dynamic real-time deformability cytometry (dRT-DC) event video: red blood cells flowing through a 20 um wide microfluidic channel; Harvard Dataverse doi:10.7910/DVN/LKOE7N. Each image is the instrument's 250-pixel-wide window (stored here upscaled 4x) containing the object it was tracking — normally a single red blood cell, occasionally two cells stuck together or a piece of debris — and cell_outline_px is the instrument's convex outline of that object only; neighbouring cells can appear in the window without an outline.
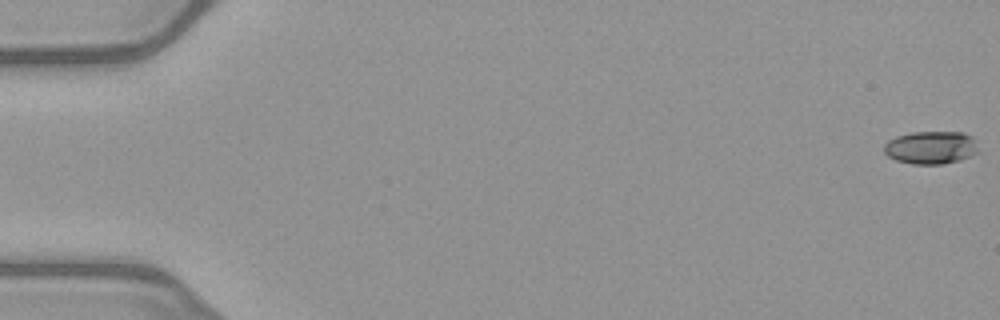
{"species": "common noctule bat (a hibernating species)", "species_latin": "Nyctalus noctula", "temperature_condition": "warm", "stored_images_in_passage": 50, "camera_frame_rate_fps": 3000, "um_per_image_px": 0.085, "animal": {"sex": "female", "body_mass_g": 21.9}, "frame": {"image": 1, "passage_image": 1, "time_ms": 0.0, "image_size_px": [1000, 320], "cell_outline_px": [[980, 152], [972, 156], [960, 160], [940, 164], [912, 164], [896, 160], [888, 156], [884, 152], [884, 144], [888, 140], [896, 136], [912, 132], [964, 132], [972, 136]], "centroid_in_image_um": [79.14, 12.54], "position_along_channel_um": 5.9, "area_um2": 18.26}}
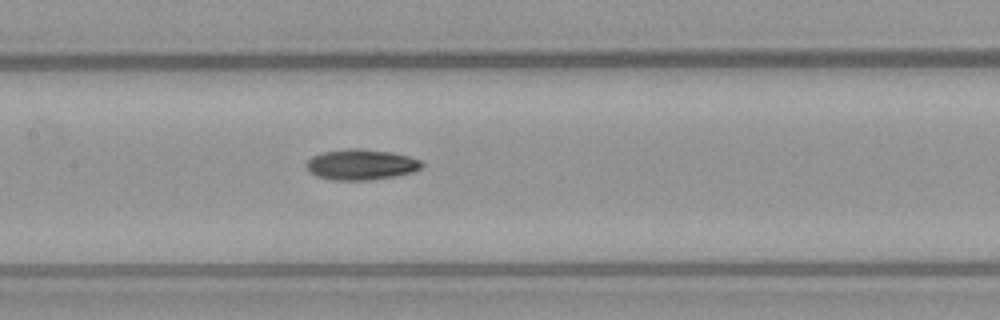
{"frame": {"image": 2, "passage_image": 26, "time_ms": 8.333, "image_size_px": [1000, 320], "cell_outline_px": [[424, 164], [420, 168], [412, 172], [396, 176], [372, 180], [332, 180], [316, 176], [308, 172], [304, 164], [312, 156], [320, 152], [348, 148], [360, 148], [392, 152], [408, 156], [420, 160]], "centroid_in_image_um": [30.64, 13.98], "position_along_channel_um": 176.8, "area_um2": 20.92}}
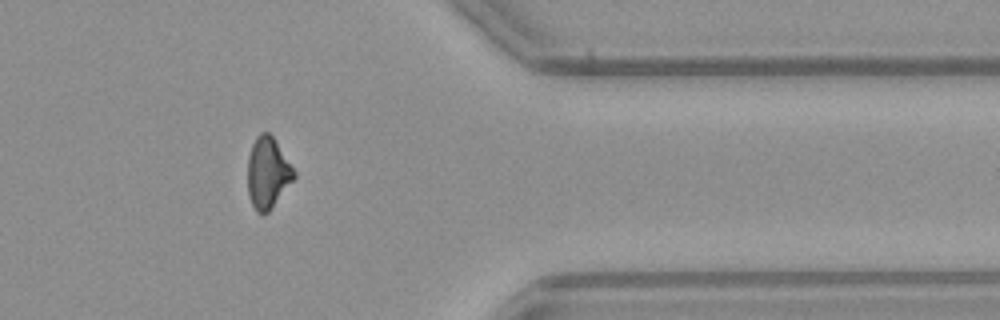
{"frame": {"image": 3, "passage_image": 43, "time_ms": 14.0, "image_size_px": [1000, 320], "cell_outline_px": [[296, 176], [268, 212], [264, 216], [256, 212], [248, 196], [248, 156], [252, 144], [256, 136], [260, 132], [268, 132], [272, 136], [296, 172]], "centroid_in_image_um": [22.73, 14.7], "position_along_channel_um": 388.7, "area_um2": 19.13}}